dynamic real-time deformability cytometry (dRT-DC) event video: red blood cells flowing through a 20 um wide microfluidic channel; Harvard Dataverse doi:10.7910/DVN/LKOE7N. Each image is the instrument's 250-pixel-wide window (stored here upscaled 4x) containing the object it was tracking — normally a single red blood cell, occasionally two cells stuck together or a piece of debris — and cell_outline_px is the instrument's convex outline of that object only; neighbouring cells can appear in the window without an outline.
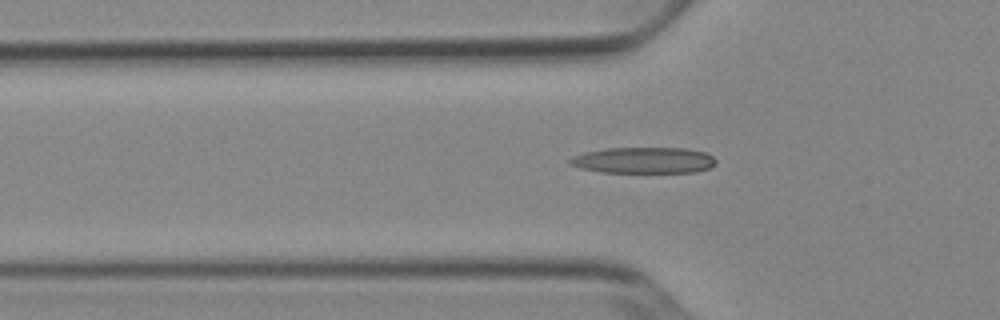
{"species": "Egyptian fruit bat (a non-hibernating species)", "species_latin": "Rousettus aegyptiacus", "temperature_condition": "cold", "stored_images_in_passage": 50, "camera_frame_rate_fps": 3000, "um_per_image_px": 0.085, "animal": {"sex": "female"}, "frame": {"image": 1, "passage_image": 15, "time_ms": 4.667, "image_size_px": [1000, 320], "cell_outline_px": [[716, 164], [708, 168], [696, 172], [600, 172], [580, 168], [568, 164], [568, 160], [572, 156], [584, 152], [604, 148], [684, 148], [704, 152], [712, 156], [716, 160]], "centroid_in_image_um": [54.67, 13.62], "position_along_channel_um": 71.1, "area_um2": 22.31}}
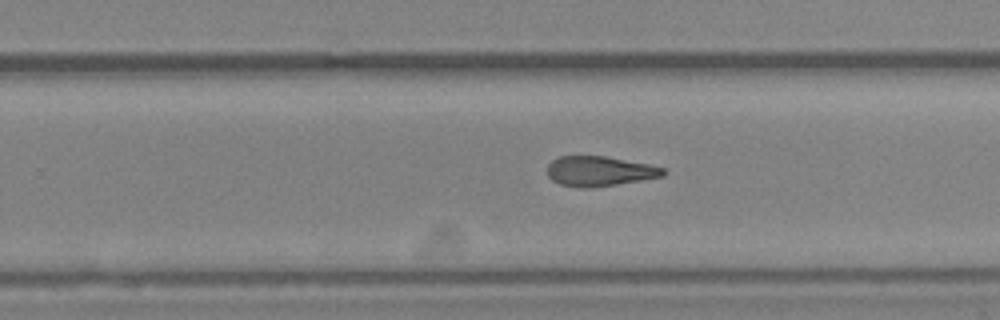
{"frame": {"image": 2, "passage_image": 31, "time_ms": 10.0, "image_size_px": [1000, 320], "cell_outline_px": [[668, 172], [664, 176], [616, 184], [588, 188], [580, 188], [560, 184], [552, 180], [548, 176], [548, 164], [552, 160], [560, 156], [604, 156], [648, 164], [664, 168]], "centroid_in_image_um": [50.96, 14.55], "position_along_channel_um": 278.8, "area_um2": 20.11}}
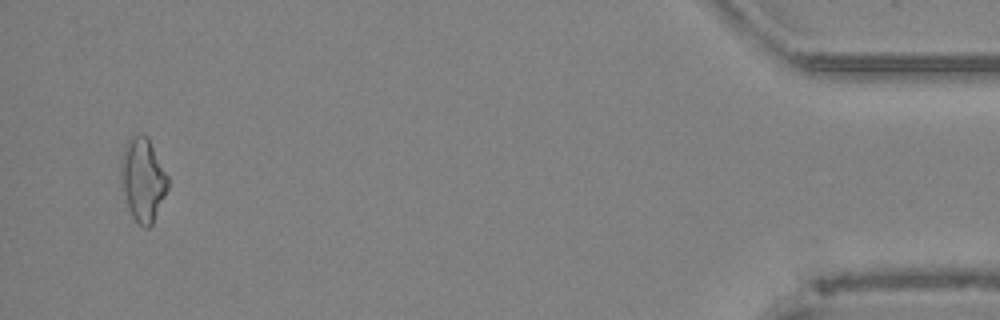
{"frame": {"image": 3, "passage_image": 48, "time_ms": 15.667, "image_size_px": [1000, 320], "cell_outline_px": [[168, 188], [152, 224], [148, 228], [144, 228], [132, 216], [128, 208], [120, 176], [120, 160], [124, 148], [128, 140], [132, 136], [148, 136], [168, 176]], "centroid_in_image_um": [12.14, 15.26], "position_along_channel_um": 423.1, "area_um2": 22.54}, "authors_computed_cell_mechanics": {"area_um2": 20.9525, "velocity_mm_per_s": 3.9088, "shape_relaxation_time_tau1_ms": null, "shape_relaxation_time_tau2_ms": 6.2121, "deformation_change_tau1": null, "deformation_change_tau2": 0.1843}}